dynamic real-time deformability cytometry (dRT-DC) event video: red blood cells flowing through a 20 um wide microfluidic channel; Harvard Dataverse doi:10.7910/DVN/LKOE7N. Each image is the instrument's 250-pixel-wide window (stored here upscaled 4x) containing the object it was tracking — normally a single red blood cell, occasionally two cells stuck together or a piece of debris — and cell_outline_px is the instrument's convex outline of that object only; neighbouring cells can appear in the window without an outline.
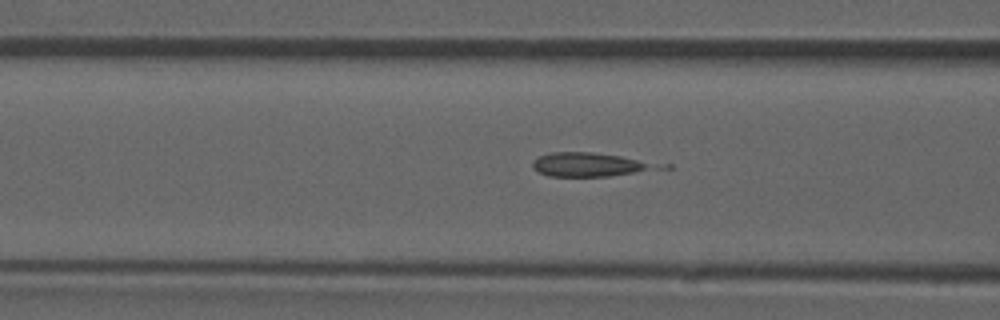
{"species": "common noctule bat (a hibernating species)", "species_latin": "Nyctalus noctula", "temperature_condition": "room temperature", "stored_images_in_passage": 50, "camera_frame_rate_fps": 3000, "um_per_image_px": 0.085, "animal": {"sex": "male", "forearm_length_mm": 52.5}, "frame": {"image": 1, "passage_image": 18, "time_ms": 5.667, "image_size_px": [1000, 320], "cell_outline_px": [[644, 168], [632, 172], [608, 176], [548, 176], [532, 168], [532, 160], [540, 156], [552, 152], [592, 152], [620, 156], [636, 160], [644, 164]], "centroid_in_image_um": [49.67, 13.98], "position_along_channel_um": 116.9, "area_um2": 15.9}}